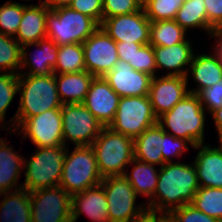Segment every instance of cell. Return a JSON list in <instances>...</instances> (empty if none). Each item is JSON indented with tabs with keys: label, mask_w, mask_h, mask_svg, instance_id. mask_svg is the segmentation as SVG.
Masks as SVG:
<instances>
[{
	"label": "cell",
	"mask_w": 222,
	"mask_h": 222,
	"mask_svg": "<svg viewBox=\"0 0 222 222\" xmlns=\"http://www.w3.org/2000/svg\"><path fill=\"white\" fill-rule=\"evenodd\" d=\"M200 188L194 163H164L159 169L157 188L145 200L148 212L167 216L171 211L192 202Z\"/></svg>",
	"instance_id": "1"
},
{
	"label": "cell",
	"mask_w": 222,
	"mask_h": 222,
	"mask_svg": "<svg viewBox=\"0 0 222 222\" xmlns=\"http://www.w3.org/2000/svg\"><path fill=\"white\" fill-rule=\"evenodd\" d=\"M18 93L19 106L7 124V130L11 132H14L32 116L62 107L55 74L48 76L18 75Z\"/></svg>",
	"instance_id": "2"
},
{
	"label": "cell",
	"mask_w": 222,
	"mask_h": 222,
	"mask_svg": "<svg viewBox=\"0 0 222 222\" xmlns=\"http://www.w3.org/2000/svg\"><path fill=\"white\" fill-rule=\"evenodd\" d=\"M206 110L198 96L189 93L170 111L157 118L162 129L174 137L182 138L191 144V148L205 142Z\"/></svg>",
	"instance_id": "3"
},
{
	"label": "cell",
	"mask_w": 222,
	"mask_h": 222,
	"mask_svg": "<svg viewBox=\"0 0 222 222\" xmlns=\"http://www.w3.org/2000/svg\"><path fill=\"white\" fill-rule=\"evenodd\" d=\"M67 154L64 145L36 147L29 159L23 158L25 180L22 188L29 192L59 186Z\"/></svg>",
	"instance_id": "4"
},
{
	"label": "cell",
	"mask_w": 222,
	"mask_h": 222,
	"mask_svg": "<svg viewBox=\"0 0 222 222\" xmlns=\"http://www.w3.org/2000/svg\"><path fill=\"white\" fill-rule=\"evenodd\" d=\"M99 172L103 178L124 175L134 159L133 138L104 127L92 143Z\"/></svg>",
	"instance_id": "5"
},
{
	"label": "cell",
	"mask_w": 222,
	"mask_h": 222,
	"mask_svg": "<svg viewBox=\"0 0 222 222\" xmlns=\"http://www.w3.org/2000/svg\"><path fill=\"white\" fill-rule=\"evenodd\" d=\"M67 154L63 164L62 178L59 186L73 195L102 182L95 152L91 146H75Z\"/></svg>",
	"instance_id": "6"
},
{
	"label": "cell",
	"mask_w": 222,
	"mask_h": 222,
	"mask_svg": "<svg viewBox=\"0 0 222 222\" xmlns=\"http://www.w3.org/2000/svg\"><path fill=\"white\" fill-rule=\"evenodd\" d=\"M46 34L56 44H82L100 25L92 18L68 7L50 10L46 16Z\"/></svg>",
	"instance_id": "7"
},
{
	"label": "cell",
	"mask_w": 222,
	"mask_h": 222,
	"mask_svg": "<svg viewBox=\"0 0 222 222\" xmlns=\"http://www.w3.org/2000/svg\"><path fill=\"white\" fill-rule=\"evenodd\" d=\"M101 184L108 201L110 222H131L148 212L145 202L135 205L139 196L124 175L105 177Z\"/></svg>",
	"instance_id": "8"
},
{
	"label": "cell",
	"mask_w": 222,
	"mask_h": 222,
	"mask_svg": "<svg viewBox=\"0 0 222 222\" xmlns=\"http://www.w3.org/2000/svg\"><path fill=\"white\" fill-rule=\"evenodd\" d=\"M156 123L149 96L120 97L116 114L108 127L134 139Z\"/></svg>",
	"instance_id": "9"
},
{
	"label": "cell",
	"mask_w": 222,
	"mask_h": 222,
	"mask_svg": "<svg viewBox=\"0 0 222 222\" xmlns=\"http://www.w3.org/2000/svg\"><path fill=\"white\" fill-rule=\"evenodd\" d=\"M63 143L91 146L105 127L83 104H62Z\"/></svg>",
	"instance_id": "10"
},
{
	"label": "cell",
	"mask_w": 222,
	"mask_h": 222,
	"mask_svg": "<svg viewBox=\"0 0 222 222\" xmlns=\"http://www.w3.org/2000/svg\"><path fill=\"white\" fill-rule=\"evenodd\" d=\"M31 222H71L72 195L60 186L30 192Z\"/></svg>",
	"instance_id": "11"
},
{
	"label": "cell",
	"mask_w": 222,
	"mask_h": 222,
	"mask_svg": "<svg viewBox=\"0 0 222 222\" xmlns=\"http://www.w3.org/2000/svg\"><path fill=\"white\" fill-rule=\"evenodd\" d=\"M24 141L29 138L36 147L64 145L61 109H51L26 119L14 132ZM24 138V139H23Z\"/></svg>",
	"instance_id": "12"
},
{
	"label": "cell",
	"mask_w": 222,
	"mask_h": 222,
	"mask_svg": "<svg viewBox=\"0 0 222 222\" xmlns=\"http://www.w3.org/2000/svg\"><path fill=\"white\" fill-rule=\"evenodd\" d=\"M86 71L95 77L104 76L119 61L117 44L101 27L83 43Z\"/></svg>",
	"instance_id": "13"
},
{
	"label": "cell",
	"mask_w": 222,
	"mask_h": 222,
	"mask_svg": "<svg viewBox=\"0 0 222 222\" xmlns=\"http://www.w3.org/2000/svg\"><path fill=\"white\" fill-rule=\"evenodd\" d=\"M151 21L145 11L117 15L103 19L100 27L116 42L149 44Z\"/></svg>",
	"instance_id": "14"
},
{
	"label": "cell",
	"mask_w": 222,
	"mask_h": 222,
	"mask_svg": "<svg viewBox=\"0 0 222 222\" xmlns=\"http://www.w3.org/2000/svg\"><path fill=\"white\" fill-rule=\"evenodd\" d=\"M188 86L186 77L164 74L152 77L148 96L155 116L158 118L170 111L175 104L187 96L190 93Z\"/></svg>",
	"instance_id": "15"
},
{
	"label": "cell",
	"mask_w": 222,
	"mask_h": 222,
	"mask_svg": "<svg viewBox=\"0 0 222 222\" xmlns=\"http://www.w3.org/2000/svg\"><path fill=\"white\" fill-rule=\"evenodd\" d=\"M103 78L120 97L148 96L152 76L119 60Z\"/></svg>",
	"instance_id": "16"
},
{
	"label": "cell",
	"mask_w": 222,
	"mask_h": 222,
	"mask_svg": "<svg viewBox=\"0 0 222 222\" xmlns=\"http://www.w3.org/2000/svg\"><path fill=\"white\" fill-rule=\"evenodd\" d=\"M37 47L36 52L29 53L30 47ZM59 45L46 37L37 43L21 46V66L18 75L48 76L54 74ZM23 69L25 71H23ZM29 69L28 73L26 72ZM22 70V71H21Z\"/></svg>",
	"instance_id": "17"
},
{
	"label": "cell",
	"mask_w": 222,
	"mask_h": 222,
	"mask_svg": "<svg viewBox=\"0 0 222 222\" xmlns=\"http://www.w3.org/2000/svg\"><path fill=\"white\" fill-rule=\"evenodd\" d=\"M119 100L120 96L100 76L94 77L82 104L101 124L108 127L114 119Z\"/></svg>",
	"instance_id": "18"
},
{
	"label": "cell",
	"mask_w": 222,
	"mask_h": 222,
	"mask_svg": "<svg viewBox=\"0 0 222 222\" xmlns=\"http://www.w3.org/2000/svg\"><path fill=\"white\" fill-rule=\"evenodd\" d=\"M108 201L103 185L100 183L82 192L72 195L71 222L78 221L82 214L91 222H110L108 217Z\"/></svg>",
	"instance_id": "19"
},
{
	"label": "cell",
	"mask_w": 222,
	"mask_h": 222,
	"mask_svg": "<svg viewBox=\"0 0 222 222\" xmlns=\"http://www.w3.org/2000/svg\"><path fill=\"white\" fill-rule=\"evenodd\" d=\"M191 41L193 40L187 38L170 47L153 46L157 71L168 70L165 75L186 77L195 53Z\"/></svg>",
	"instance_id": "20"
},
{
	"label": "cell",
	"mask_w": 222,
	"mask_h": 222,
	"mask_svg": "<svg viewBox=\"0 0 222 222\" xmlns=\"http://www.w3.org/2000/svg\"><path fill=\"white\" fill-rule=\"evenodd\" d=\"M209 54L203 52L201 54L194 53L192 63L189 66L186 79L189 82L192 76L196 88H189L190 93L197 94L200 90L211 87L222 79V61L220 52L213 46ZM206 53V54H205ZM190 73V76H189Z\"/></svg>",
	"instance_id": "21"
},
{
	"label": "cell",
	"mask_w": 222,
	"mask_h": 222,
	"mask_svg": "<svg viewBox=\"0 0 222 222\" xmlns=\"http://www.w3.org/2000/svg\"><path fill=\"white\" fill-rule=\"evenodd\" d=\"M194 166L200 187L222 188V148L209 144H199Z\"/></svg>",
	"instance_id": "22"
},
{
	"label": "cell",
	"mask_w": 222,
	"mask_h": 222,
	"mask_svg": "<svg viewBox=\"0 0 222 222\" xmlns=\"http://www.w3.org/2000/svg\"><path fill=\"white\" fill-rule=\"evenodd\" d=\"M50 11L44 3L26 5L15 39L21 46L46 38V16Z\"/></svg>",
	"instance_id": "23"
},
{
	"label": "cell",
	"mask_w": 222,
	"mask_h": 222,
	"mask_svg": "<svg viewBox=\"0 0 222 222\" xmlns=\"http://www.w3.org/2000/svg\"><path fill=\"white\" fill-rule=\"evenodd\" d=\"M134 158L161 167L165 162L163 150V129L156 123L146 128L138 137L133 139Z\"/></svg>",
	"instance_id": "24"
},
{
	"label": "cell",
	"mask_w": 222,
	"mask_h": 222,
	"mask_svg": "<svg viewBox=\"0 0 222 222\" xmlns=\"http://www.w3.org/2000/svg\"><path fill=\"white\" fill-rule=\"evenodd\" d=\"M9 141L2 137L0 140V194L22 188L18 184L23 173V155L15 152Z\"/></svg>",
	"instance_id": "25"
},
{
	"label": "cell",
	"mask_w": 222,
	"mask_h": 222,
	"mask_svg": "<svg viewBox=\"0 0 222 222\" xmlns=\"http://www.w3.org/2000/svg\"><path fill=\"white\" fill-rule=\"evenodd\" d=\"M94 75L89 72L55 74L58 96L62 104H82Z\"/></svg>",
	"instance_id": "26"
},
{
	"label": "cell",
	"mask_w": 222,
	"mask_h": 222,
	"mask_svg": "<svg viewBox=\"0 0 222 222\" xmlns=\"http://www.w3.org/2000/svg\"><path fill=\"white\" fill-rule=\"evenodd\" d=\"M0 222H31L30 192L20 188L1 193Z\"/></svg>",
	"instance_id": "27"
},
{
	"label": "cell",
	"mask_w": 222,
	"mask_h": 222,
	"mask_svg": "<svg viewBox=\"0 0 222 222\" xmlns=\"http://www.w3.org/2000/svg\"><path fill=\"white\" fill-rule=\"evenodd\" d=\"M130 166L132 171L126 169L124 176L127 178L135 193L139 196H145L149 200L153 197L158 182V175L160 167L156 168V165L148 164L137 159H133Z\"/></svg>",
	"instance_id": "28"
},
{
	"label": "cell",
	"mask_w": 222,
	"mask_h": 222,
	"mask_svg": "<svg viewBox=\"0 0 222 222\" xmlns=\"http://www.w3.org/2000/svg\"><path fill=\"white\" fill-rule=\"evenodd\" d=\"M186 32L200 29L213 38L215 30L208 24L204 0H185L174 19Z\"/></svg>",
	"instance_id": "29"
},
{
	"label": "cell",
	"mask_w": 222,
	"mask_h": 222,
	"mask_svg": "<svg viewBox=\"0 0 222 222\" xmlns=\"http://www.w3.org/2000/svg\"><path fill=\"white\" fill-rule=\"evenodd\" d=\"M187 33L174 19L151 22L149 44L170 47L184 42L188 38Z\"/></svg>",
	"instance_id": "30"
},
{
	"label": "cell",
	"mask_w": 222,
	"mask_h": 222,
	"mask_svg": "<svg viewBox=\"0 0 222 222\" xmlns=\"http://www.w3.org/2000/svg\"><path fill=\"white\" fill-rule=\"evenodd\" d=\"M54 74L75 73L85 71L83 46L79 43L60 45Z\"/></svg>",
	"instance_id": "31"
},
{
	"label": "cell",
	"mask_w": 222,
	"mask_h": 222,
	"mask_svg": "<svg viewBox=\"0 0 222 222\" xmlns=\"http://www.w3.org/2000/svg\"><path fill=\"white\" fill-rule=\"evenodd\" d=\"M190 204L222 222V188L200 187Z\"/></svg>",
	"instance_id": "32"
},
{
	"label": "cell",
	"mask_w": 222,
	"mask_h": 222,
	"mask_svg": "<svg viewBox=\"0 0 222 222\" xmlns=\"http://www.w3.org/2000/svg\"><path fill=\"white\" fill-rule=\"evenodd\" d=\"M21 45L14 37L0 33V72L19 74Z\"/></svg>",
	"instance_id": "33"
},
{
	"label": "cell",
	"mask_w": 222,
	"mask_h": 222,
	"mask_svg": "<svg viewBox=\"0 0 222 222\" xmlns=\"http://www.w3.org/2000/svg\"><path fill=\"white\" fill-rule=\"evenodd\" d=\"M26 5L8 0L0 6V33L15 38Z\"/></svg>",
	"instance_id": "34"
},
{
	"label": "cell",
	"mask_w": 222,
	"mask_h": 222,
	"mask_svg": "<svg viewBox=\"0 0 222 222\" xmlns=\"http://www.w3.org/2000/svg\"><path fill=\"white\" fill-rule=\"evenodd\" d=\"M185 0H148L143 7L146 17L151 22L175 19Z\"/></svg>",
	"instance_id": "35"
},
{
	"label": "cell",
	"mask_w": 222,
	"mask_h": 222,
	"mask_svg": "<svg viewBox=\"0 0 222 222\" xmlns=\"http://www.w3.org/2000/svg\"><path fill=\"white\" fill-rule=\"evenodd\" d=\"M16 94H18V74L0 72V124L6 128V112Z\"/></svg>",
	"instance_id": "36"
},
{
	"label": "cell",
	"mask_w": 222,
	"mask_h": 222,
	"mask_svg": "<svg viewBox=\"0 0 222 222\" xmlns=\"http://www.w3.org/2000/svg\"><path fill=\"white\" fill-rule=\"evenodd\" d=\"M166 222H220L216 218L210 217L193 205L185 204L180 208L171 211L166 216Z\"/></svg>",
	"instance_id": "37"
},
{
	"label": "cell",
	"mask_w": 222,
	"mask_h": 222,
	"mask_svg": "<svg viewBox=\"0 0 222 222\" xmlns=\"http://www.w3.org/2000/svg\"><path fill=\"white\" fill-rule=\"evenodd\" d=\"M134 70L144 72L154 77L158 74L153 46L150 44L142 45L133 56V63H128Z\"/></svg>",
	"instance_id": "38"
},
{
	"label": "cell",
	"mask_w": 222,
	"mask_h": 222,
	"mask_svg": "<svg viewBox=\"0 0 222 222\" xmlns=\"http://www.w3.org/2000/svg\"><path fill=\"white\" fill-rule=\"evenodd\" d=\"M191 144L182 138L174 137L163 130V150L162 156L165 163L175 162L178 158L182 157L184 152L189 151ZM172 157H177L173 161Z\"/></svg>",
	"instance_id": "39"
},
{
	"label": "cell",
	"mask_w": 222,
	"mask_h": 222,
	"mask_svg": "<svg viewBox=\"0 0 222 222\" xmlns=\"http://www.w3.org/2000/svg\"><path fill=\"white\" fill-rule=\"evenodd\" d=\"M196 95L207 114L220 108L222 106V79L211 87L200 90Z\"/></svg>",
	"instance_id": "40"
},
{
	"label": "cell",
	"mask_w": 222,
	"mask_h": 222,
	"mask_svg": "<svg viewBox=\"0 0 222 222\" xmlns=\"http://www.w3.org/2000/svg\"><path fill=\"white\" fill-rule=\"evenodd\" d=\"M135 0H103V19L139 11Z\"/></svg>",
	"instance_id": "41"
},
{
	"label": "cell",
	"mask_w": 222,
	"mask_h": 222,
	"mask_svg": "<svg viewBox=\"0 0 222 222\" xmlns=\"http://www.w3.org/2000/svg\"><path fill=\"white\" fill-rule=\"evenodd\" d=\"M69 7L94 19L99 25L103 21V0H73Z\"/></svg>",
	"instance_id": "42"
},
{
	"label": "cell",
	"mask_w": 222,
	"mask_h": 222,
	"mask_svg": "<svg viewBox=\"0 0 222 222\" xmlns=\"http://www.w3.org/2000/svg\"><path fill=\"white\" fill-rule=\"evenodd\" d=\"M208 24L216 31L222 28V0H204Z\"/></svg>",
	"instance_id": "43"
},
{
	"label": "cell",
	"mask_w": 222,
	"mask_h": 222,
	"mask_svg": "<svg viewBox=\"0 0 222 222\" xmlns=\"http://www.w3.org/2000/svg\"><path fill=\"white\" fill-rule=\"evenodd\" d=\"M118 59L126 63H133V56L136 51L143 45L140 43L116 42Z\"/></svg>",
	"instance_id": "44"
},
{
	"label": "cell",
	"mask_w": 222,
	"mask_h": 222,
	"mask_svg": "<svg viewBox=\"0 0 222 222\" xmlns=\"http://www.w3.org/2000/svg\"><path fill=\"white\" fill-rule=\"evenodd\" d=\"M131 222H166V217L155 213L147 212L141 218Z\"/></svg>",
	"instance_id": "45"
},
{
	"label": "cell",
	"mask_w": 222,
	"mask_h": 222,
	"mask_svg": "<svg viewBox=\"0 0 222 222\" xmlns=\"http://www.w3.org/2000/svg\"><path fill=\"white\" fill-rule=\"evenodd\" d=\"M73 0H44V5L50 10H54L60 7H68Z\"/></svg>",
	"instance_id": "46"
},
{
	"label": "cell",
	"mask_w": 222,
	"mask_h": 222,
	"mask_svg": "<svg viewBox=\"0 0 222 222\" xmlns=\"http://www.w3.org/2000/svg\"><path fill=\"white\" fill-rule=\"evenodd\" d=\"M214 121V126L216 128L217 134H218V139H219V146L222 148V117H212Z\"/></svg>",
	"instance_id": "47"
},
{
	"label": "cell",
	"mask_w": 222,
	"mask_h": 222,
	"mask_svg": "<svg viewBox=\"0 0 222 222\" xmlns=\"http://www.w3.org/2000/svg\"><path fill=\"white\" fill-rule=\"evenodd\" d=\"M213 38L216 40L213 46L220 52V56L222 57V28L215 31Z\"/></svg>",
	"instance_id": "48"
},
{
	"label": "cell",
	"mask_w": 222,
	"mask_h": 222,
	"mask_svg": "<svg viewBox=\"0 0 222 222\" xmlns=\"http://www.w3.org/2000/svg\"><path fill=\"white\" fill-rule=\"evenodd\" d=\"M211 117H222V106L210 113Z\"/></svg>",
	"instance_id": "49"
},
{
	"label": "cell",
	"mask_w": 222,
	"mask_h": 222,
	"mask_svg": "<svg viewBox=\"0 0 222 222\" xmlns=\"http://www.w3.org/2000/svg\"><path fill=\"white\" fill-rule=\"evenodd\" d=\"M135 2H136L141 8H143V7L147 4L148 0H135Z\"/></svg>",
	"instance_id": "50"
},
{
	"label": "cell",
	"mask_w": 222,
	"mask_h": 222,
	"mask_svg": "<svg viewBox=\"0 0 222 222\" xmlns=\"http://www.w3.org/2000/svg\"><path fill=\"white\" fill-rule=\"evenodd\" d=\"M1 128H2V129H1ZM3 129L6 130L7 132H10V131L7 130V128H6L5 126H3L2 124H0V130H3ZM1 139H2V138L0 137V140H1Z\"/></svg>",
	"instance_id": "51"
},
{
	"label": "cell",
	"mask_w": 222,
	"mask_h": 222,
	"mask_svg": "<svg viewBox=\"0 0 222 222\" xmlns=\"http://www.w3.org/2000/svg\"><path fill=\"white\" fill-rule=\"evenodd\" d=\"M22 1H31V0H22ZM44 0H39V3H43Z\"/></svg>",
	"instance_id": "52"
}]
</instances>
